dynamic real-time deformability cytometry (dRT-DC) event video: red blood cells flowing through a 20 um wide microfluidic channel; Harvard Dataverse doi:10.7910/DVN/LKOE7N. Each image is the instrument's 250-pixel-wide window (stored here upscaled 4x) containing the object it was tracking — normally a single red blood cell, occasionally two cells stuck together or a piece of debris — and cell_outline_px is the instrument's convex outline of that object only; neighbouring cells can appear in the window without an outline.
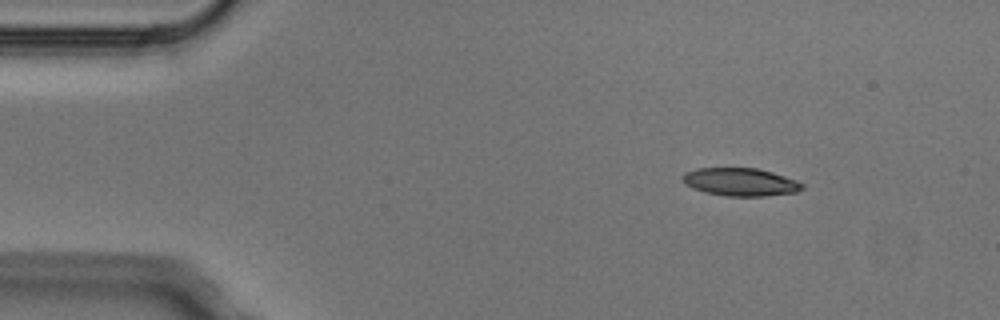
{"species": "Egyptian fruit bat (a non-hibernating species)", "species_latin": "Rousettus aegyptiacus", "temperature_condition": "cold", "stored_images_in_passage": 4, "segment_of_instrument_passage": [1, 2], "camera_frame_rate_fps": 3000, "um_per_image_px": 0.085, "animal": {"sex": "male"}, "frame": {"image": 1, "passage_image": 1, "time_ms": 0.0, "image_size_px": [1000, 320], "cell_outline_px": [[804, 188], [796, 192], [764, 196], [728, 196], [704, 192], [692, 188], [684, 184], [684, 172], [696, 168], [756, 168], [772, 172], [796, 180], [804, 184]], "centroid_in_image_um": [62.93, 15.47], "position_along_channel_um": 22.1, "area_um2": 19.42}}